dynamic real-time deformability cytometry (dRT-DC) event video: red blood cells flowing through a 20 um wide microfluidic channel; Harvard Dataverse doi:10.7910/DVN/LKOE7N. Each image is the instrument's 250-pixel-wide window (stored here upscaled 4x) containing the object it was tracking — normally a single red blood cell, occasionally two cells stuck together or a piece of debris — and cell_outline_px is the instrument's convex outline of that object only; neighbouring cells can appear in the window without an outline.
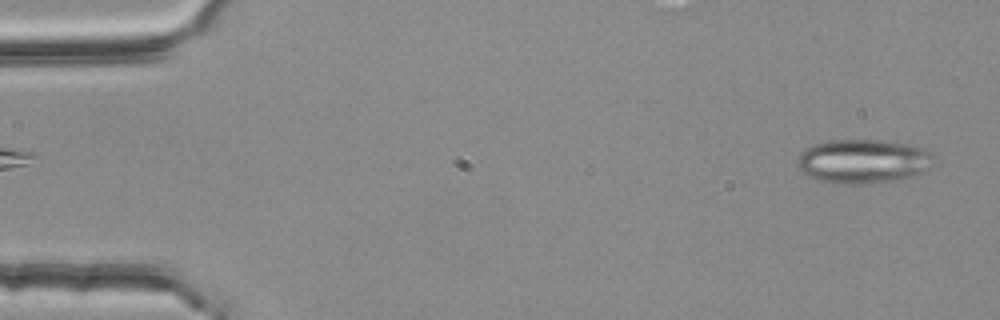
{"species": "common noctule bat (a hibernating species)", "species_latin": "Nyctalus noctula", "temperature_condition": "room temperature", "stored_images_in_passage": 2, "camera_frame_rate_fps": 3000, "um_per_image_px": 0.085, "animal": {"sex": "female", "body_mass_g": 25.1}, "frame": {"image": 1, "passage_image": 2, "time_ms": 0.333, "image_size_px": [1000, 320], "cell_outline_px": [[936, 156], [928, 168], [912, 176], [900, 180], [872, 184], [832, 184], [816, 180], [808, 176], [796, 164], [796, 160], [800, 152], [804, 148], [828, 140], [880, 140], [912, 144], [924, 148], [932, 152]], "centroid_in_image_um": [73.36, 13.72], "position_along_channel_um": 11.6, "area_um2": 35.72}}